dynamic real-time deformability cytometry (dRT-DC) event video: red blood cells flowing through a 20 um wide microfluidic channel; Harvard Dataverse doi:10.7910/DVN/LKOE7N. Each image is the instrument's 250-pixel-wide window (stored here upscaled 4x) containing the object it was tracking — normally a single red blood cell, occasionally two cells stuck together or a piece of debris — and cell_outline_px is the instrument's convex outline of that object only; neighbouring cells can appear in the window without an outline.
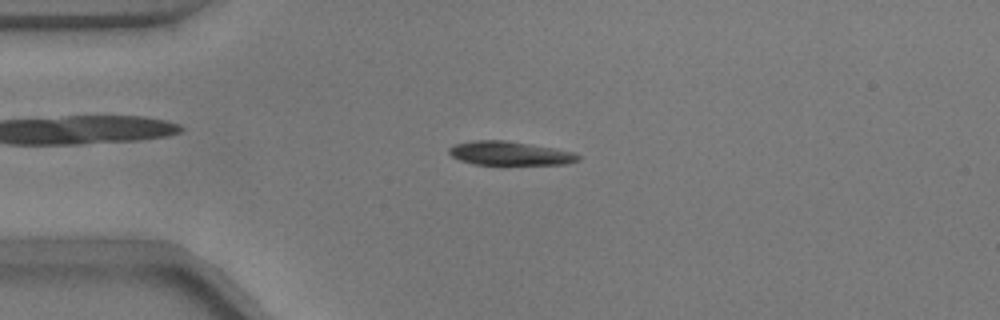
{"species": "common noctule bat (a hibernating species)", "species_latin": "Nyctalus noctula", "temperature_condition": "warm", "stored_images_in_passage": 52, "camera_frame_rate_fps": 3000, "um_per_image_px": 0.085, "animal": {"sex": "male", "body_mass_g": 17.9}, "frame": {"image": 1, "passage_image": 12, "time_ms": 3.667, "image_size_px": [1000, 320], "cell_outline_px": [[580, 160], [568, 164], [476, 164], [460, 160], [452, 156], [448, 152], [448, 148], [456, 144], [472, 140], [504, 140], [552, 148], [572, 152], [580, 156]], "centroid_in_image_um": [43.31, 13.03], "position_along_channel_um": 41.7, "area_um2": 17.63}}
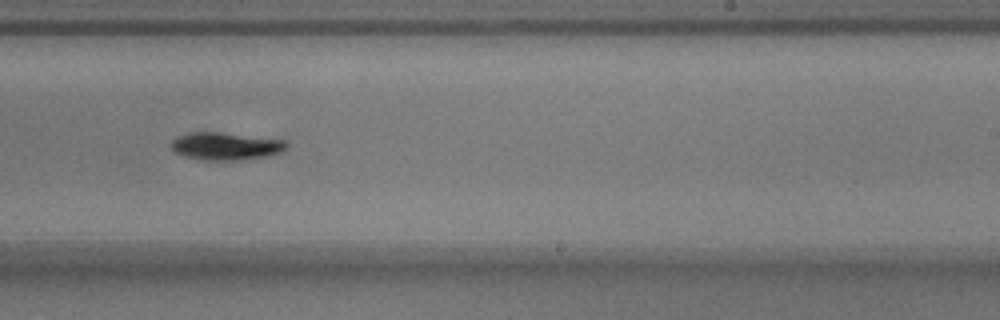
{"frame": {"image": 2, "passage_image": 32, "time_ms": 10.333, "image_size_px": [1000, 320], "cell_outline_px": [[288, 148], [284, 152], [268, 156], [240, 160], [204, 160], [188, 156], [176, 152], [172, 148], [172, 140], [188, 132], [216, 132], [284, 140], [288, 144]], "centroid_in_image_um": [19.25, 12.43], "position_along_channel_um": 269.7, "area_um2": 18.32}}
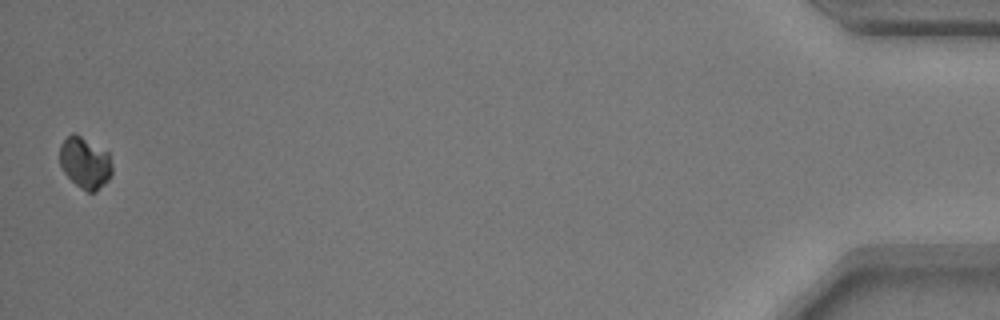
{"frame": {"image": 3, "passage_image": 52, "time_ms": 17.0, "image_size_px": [1000, 320], "cell_outline_px": [[112, 176], [104, 184], [92, 192], [88, 192], [76, 184], [64, 172], [60, 164], [60, 144], [72, 132], [76, 132], [108, 152], [112, 164]], "centroid_in_image_um": [7.23, 13.8], "position_along_channel_um": 428.0, "area_um2": 15.66}, "authors_computed_cell_mechanics": {"area_um2": 18.2648, "velocity_mm_per_s": 3.7477, "shape_relaxation_time_tau1_ms": 3.1989, "shape_relaxation_time_tau2_ms": null, "deformation_change_tau1": 0.1159, "deformation_change_tau2": null}}